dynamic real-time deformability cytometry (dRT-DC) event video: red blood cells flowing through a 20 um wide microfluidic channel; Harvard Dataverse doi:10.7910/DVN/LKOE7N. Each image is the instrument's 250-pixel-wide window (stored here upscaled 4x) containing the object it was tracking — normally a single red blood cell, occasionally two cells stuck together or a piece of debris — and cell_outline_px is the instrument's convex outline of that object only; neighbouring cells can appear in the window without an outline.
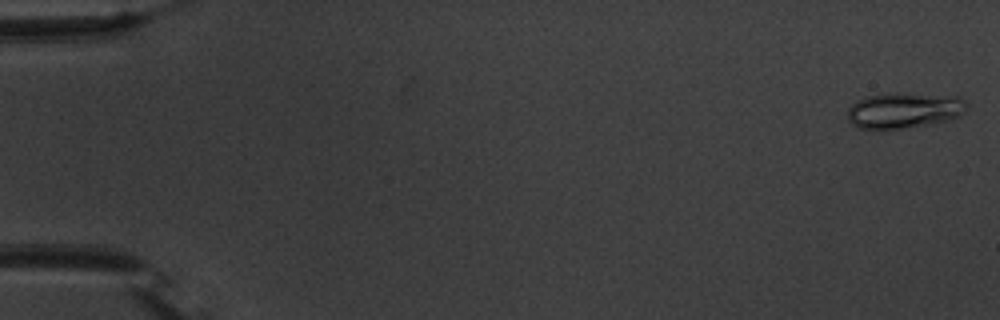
{"species": "common noctule bat (a hibernating species)", "species_latin": "Nyctalus noctula", "temperature_condition": "warm", "stored_images_in_passage": 55, "camera_frame_rate_fps": 3000, "um_per_image_px": 0.085, "animal": {"sex": "male", "body_mass_g": 20.1, "forearm_length_mm": 53.5}, "frame": {"image": 1, "passage_image": 1, "time_ms": 0.0, "image_size_px": [1000, 320], "cell_outline_px": [[968, 104], [960, 116], [948, 120], [928, 124], [900, 128], [860, 128], [852, 124], [848, 120], [848, 108], [852, 104], [864, 96], [896, 92], [960, 96]], "centroid_in_image_um": [76.86, 9.35], "position_along_channel_um": 8.1, "area_um2": 24.8}}
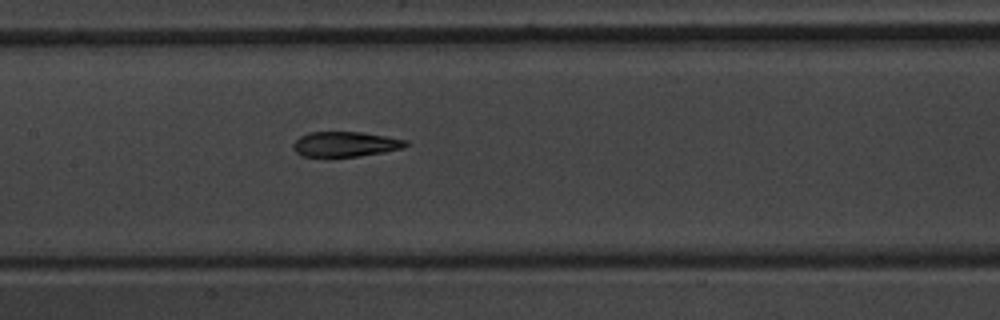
{"frame": {"image": 2, "passage_image": 27, "time_ms": 8.667, "image_size_px": [1000, 320], "cell_outline_px": [[412, 144], [404, 148], [360, 156], [300, 156], [292, 148], [292, 144], [300, 136], [308, 132], [364, 132], [388, 136], [408, 140]], "centroid_in_image_um": [29.4, 12.24], "position_along_channel_um": 178.0, "area_um2": 16.65}}
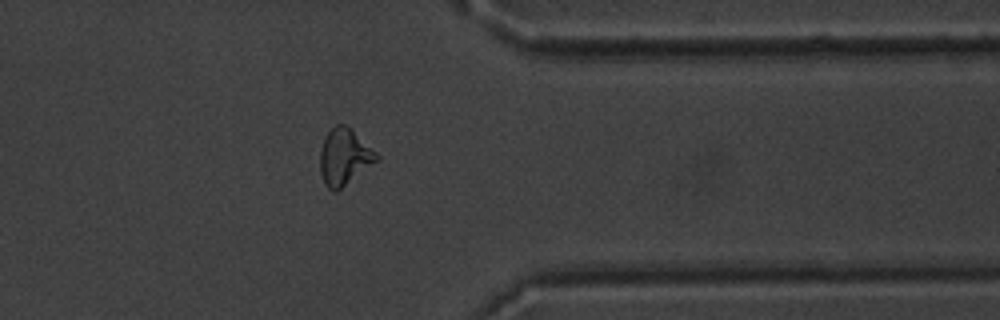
{"frame": {"image": 3, "passage_image": 44, "time_ms": 14.333, "image_size_px": [1000, 320], "cell_outline_px": [[380, 160], [336, 192], [332, 192], [324, 184], [320, 172], [320, 152], [324, 140], [328, 132], [336, 124], [348, 124], [380, 156]], "centroid_in_image_um": [29.29, 13.34], "position_along_channel_um": 382.1, "area_um2": 18.84}}